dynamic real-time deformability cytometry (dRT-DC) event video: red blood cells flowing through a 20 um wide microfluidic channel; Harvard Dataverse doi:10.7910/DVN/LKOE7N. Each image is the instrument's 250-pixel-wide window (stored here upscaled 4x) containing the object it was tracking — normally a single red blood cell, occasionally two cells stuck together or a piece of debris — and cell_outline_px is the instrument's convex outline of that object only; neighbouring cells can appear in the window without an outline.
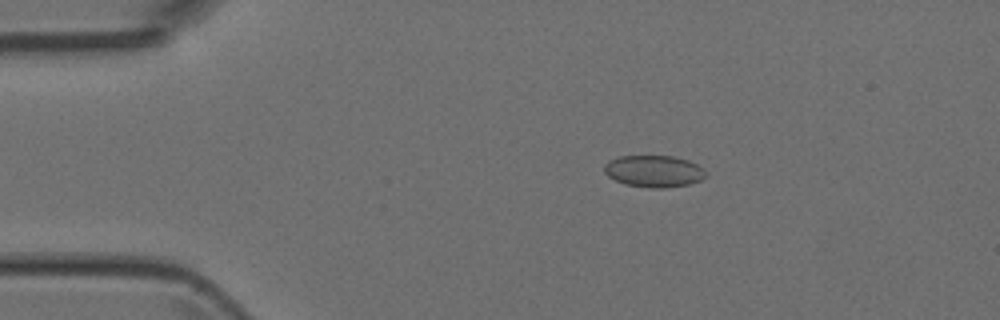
{"species": "Egyptian fruit bat (a non-hibernating species)", "species_latin": "Rousettus aegyptiacus", "temperature_condition": "room temperature", "stored_images_in_passage": 3, "camera_frame_rate_fps": 3000, "um_per_image_px": 0.085, "animal": {"sex": "female"}, "frame": {"image": 1, "passage_image": 2, "time_ms": 1.333, "image_size_px": [1000, 320], "cell_outline_px": [[708, 176], [700, 180], [688, 184], [664, 188], [652, 188], [624, 184], [608, 176], [604, 172], [604, 164], [608, 160], [620, 156], [672, 156], [688, 160], [696, 164]], "centroid_in_image_um": [55.54, 14.55], "position_along_channel_um": 29.5, "area_um2": 18.73}}